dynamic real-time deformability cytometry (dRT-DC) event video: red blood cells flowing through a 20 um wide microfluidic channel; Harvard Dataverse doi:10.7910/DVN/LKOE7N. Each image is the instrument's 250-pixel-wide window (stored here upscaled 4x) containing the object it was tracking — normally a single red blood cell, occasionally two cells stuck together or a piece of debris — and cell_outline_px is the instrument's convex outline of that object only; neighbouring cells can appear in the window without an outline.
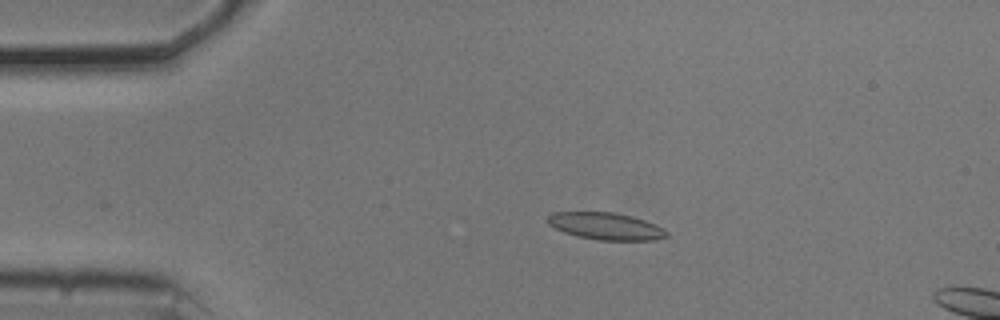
{"species": "common noctule bat (a hibernating species)", "species_latin": "Nyctalus noctula", "temperature_condition": "cold", "stored_images_in_passage": 6, "camera_frame_rate_fps": 3000, "um_per_image_px": 0.085, "animal": {"sex": "male", "body_mass_g": 20.5, "forearm_length_mm": 52.5}, "frame": {"image": 1, "passage_image": 2, "time_ms": 0.333, "image_size_px": [1000, 320], "cell_outline_px": [[668, 236], [652, 240], [596, 240], [576, 236], [564, 232], [548, 224], [548, 216], [552, 212], [612, 212], [644, 220], [656, 224], [664, 228], [668, 232]], "centroid_in_image_um": [51.49, 19.23], "position_along_channel_um": 33.5, "area_um2": 18.67}}